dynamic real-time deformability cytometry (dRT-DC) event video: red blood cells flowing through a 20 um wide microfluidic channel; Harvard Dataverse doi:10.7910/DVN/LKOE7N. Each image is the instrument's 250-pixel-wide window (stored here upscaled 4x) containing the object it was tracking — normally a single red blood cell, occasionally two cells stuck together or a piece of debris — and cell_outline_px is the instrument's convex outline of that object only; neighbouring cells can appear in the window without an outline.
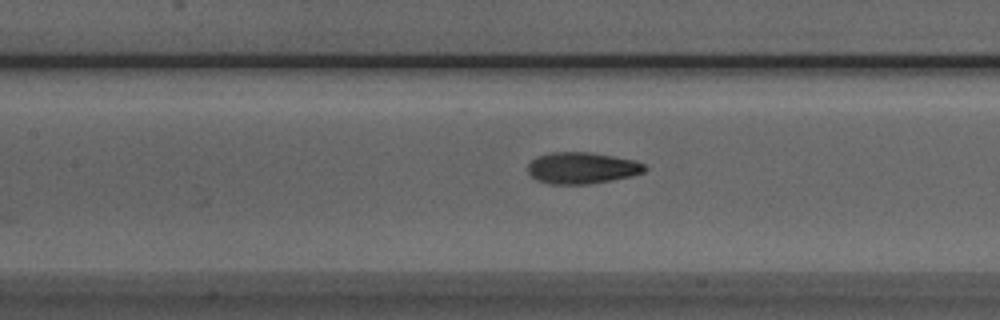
{"species": "Egyptian fruit bat (a non-hibernating species)", "species_latin": "Rousettus aegyptiacus", "temperature_condition": "room temperature", "stored_images_in_passage": 19, "camera_frame_rate_fps": 3000, "um_per_image_px": 0.085, "animal": {"sex": "male"}, "frame": {"image": 1, "passage_image": 8, "time_ms": 2.333, "image_size_px": [1000, 320], "cell_outline_px": [[648, 168], [644, 172], [632, 176], [612, 180], [588, 184], [548, 184], [536, 180], [528, 172], [528, 164], [536, 156], [552, 152], [588, 152], [636, 160], [644, 164]], "centroid_in_image_um": [49.47, 14.28], "position_along_channel_um": 157.9, "area_um2": 21.56}}
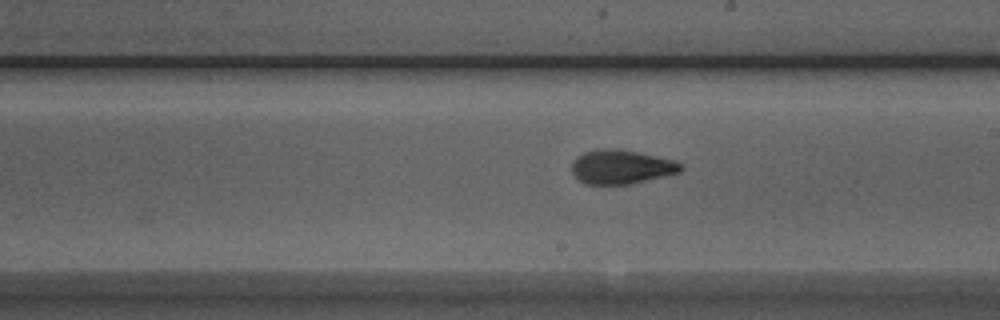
{"frame": {"image": 2, "passage_image": 14, "time_ms": 4.333, "image_size_px": [1000, 320], "cell_outline_px": [[684, 168], [680, 172], [632, 184], [584, 184], [572, 172], [572, 164], [576, 156], [584, 152], [600, 148], [620, 148], [656, 156], [672, 160], [680, 164]], "centroid_in_image_um": [52.79, 14.18], "position_along_channel_um": 236.2, "area_um2": 21.68}}
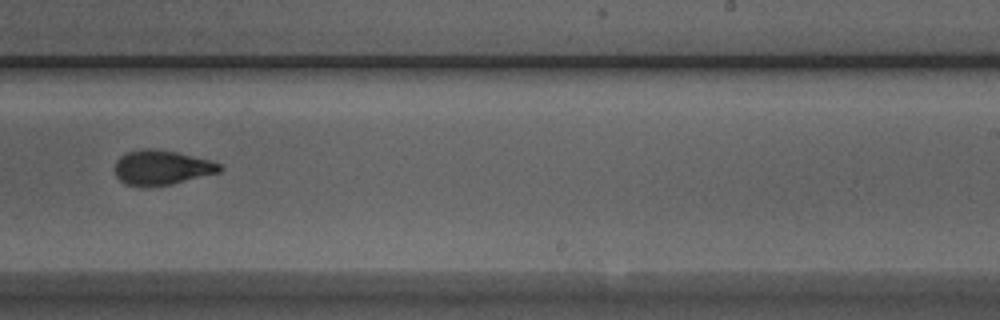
{"frame": {"image": 3, "passage_image": 17, "time_ms": 5.333, "image_size_px": [1000, 320], "cell_outline_px": [[224, 168], [220, 172], [172, 184], [124, 184], [116, 176], [116, 160], [120, 156], [128, 152], [140, 148], [152, 148], [176, 152], [208, 160], [220, 164]], "centroid_in_image_um": [13.76, 14.21], "position_along_channel_um": 275.2, "area_um2": 20.63}}